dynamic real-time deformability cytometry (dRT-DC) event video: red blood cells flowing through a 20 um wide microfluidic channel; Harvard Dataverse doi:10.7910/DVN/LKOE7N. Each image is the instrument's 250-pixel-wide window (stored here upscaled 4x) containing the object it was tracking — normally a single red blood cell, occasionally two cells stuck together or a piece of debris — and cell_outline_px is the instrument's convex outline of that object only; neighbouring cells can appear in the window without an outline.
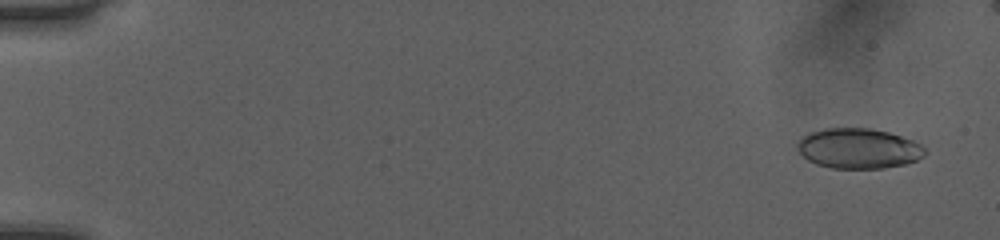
{"species": "human", "species_latin": "Homo sapiens", "temperature_condition": "room temperature", "stored_images_in_passage": 51, "camera_frame_rate_fps": 3000, "um_per_image_px": 0.085, "donor": {"sex": "female"}, "frame": {"image": 1, "passage_image": 3, "time_ms": 0.667, "image_size_px": [1000, 240], "cell_outline_px": [[924, 156], [916, 160], [904, 164], [884, 168], [832, 168], [816, 164], [808, 160], [800, 152], [800, 140], [804, 136], [812, 132], [828, 128], [868, 128], [888, 132], [912, 140], [920, 144], [924, 148]], "centroid_in_image_um": [73.0, 12.62], "position_along_channel_um": 12.0, "area_um2": 29.3}}
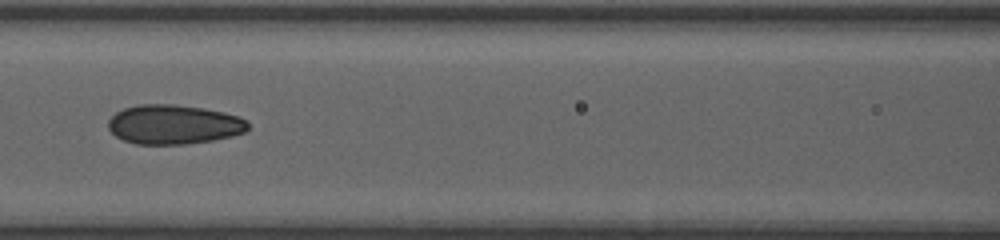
{"frame": {"image": 2, "passage_image": 25, "time_ms": 8.0, "image_size_px": [1000, 240], "cell_outline_px": [[248, 128], [244, 132], [232, 136], [212, 140], [188, 144], [136, 144], [124, 140], [116, 136], [108, 128], [108, 120], [116, 112], [124, 108], [140, 104], [172, 104], [204, 108], [224, 112], [248, 120]], "centroid_in_image_um": [14.76, 10.58], "position_along_channel_um": 151.8, "area_um2": 32.08}}
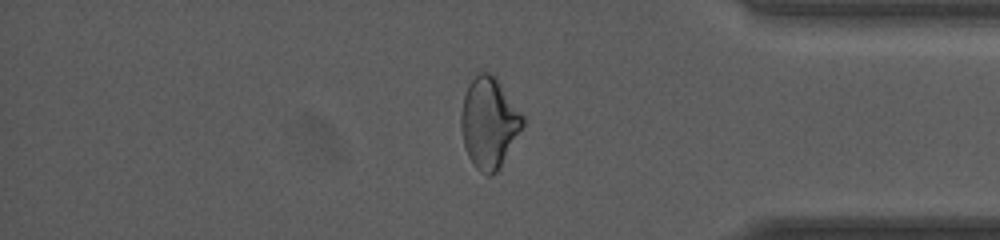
{"frame": {"image": 3, "passage_image": 44, "time_ms": 14.333, "image_size_px": [1000, 240], "cell_outline_px": [[524, 124], [500, 168], [492, 176], [488, 176], [480, 172], [472, 164], [468, 156], [464, 144], [460, 128], [460, 112], [464, 96], [468, 84], [480, 72], [488, 72], [496, 76], [524, 116]], "centroid_in_image_um": [41.56, 10.44], "position_along_channel_um": 393.6, "area_um2": 32.77}}